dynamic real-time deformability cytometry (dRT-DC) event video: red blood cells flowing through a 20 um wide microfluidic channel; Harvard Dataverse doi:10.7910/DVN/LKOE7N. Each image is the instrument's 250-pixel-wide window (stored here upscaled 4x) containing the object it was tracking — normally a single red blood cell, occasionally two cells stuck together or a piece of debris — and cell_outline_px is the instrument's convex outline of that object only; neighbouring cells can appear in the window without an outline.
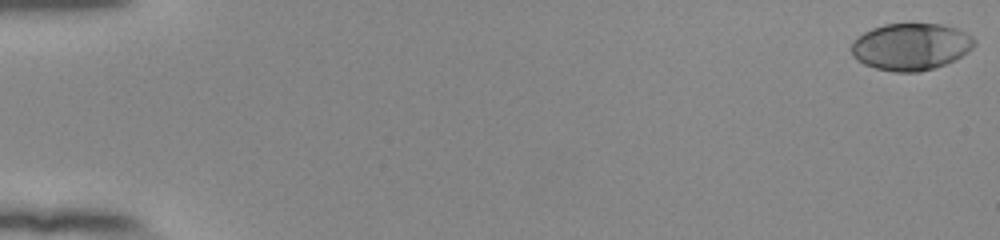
{"species": "human", "species_latin": "Homo sapiens", "temperature_condition": "room temperature", "stored_images_in_passage": 56, "camera_frame_rate_fps": 3000, "um_per_image_px": 0.085, "donor": {"sex": "female"}, "frame": {"image": 1, "passage_image": 1, "time_ms": 0.0, "image_size_px": [1000, 240], "cell_outline_px": [[976, 44], [968, 52], [956, 60], [920, 72], [892, 72], [876, 68], [864, 64], [856, 60], [852, 56], [852, 40], [864, 32], [872, 28], [884, 24], [940, 24], [956, 28], [972, 36], [976, 40]], "centroid_in_image_um": [77.42, 3.97], "position_along_channel_um": 7.6, "area_um2": 33.81}}
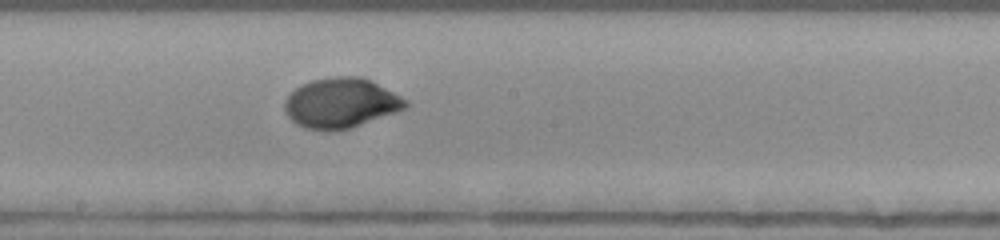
{"frame": {"image": 2, "passage_image": 32, "time_ms": 10.333, "image_size_px": [1000, 240], "cell_outline_px": [[408, 104], [404, 108], [396, 112], [348, 128], [328, 132], [304, 128], [296, 124], [288, 116], [284, 108], [284, 100], [296, 88], [312, 80], [332, 76], [360, 76], [372, 80], [408, 100]], "centroid_in_image_um": [28.96, 8.75], "position_along_channel_um": 219.2, "area_um2": 35.14}}
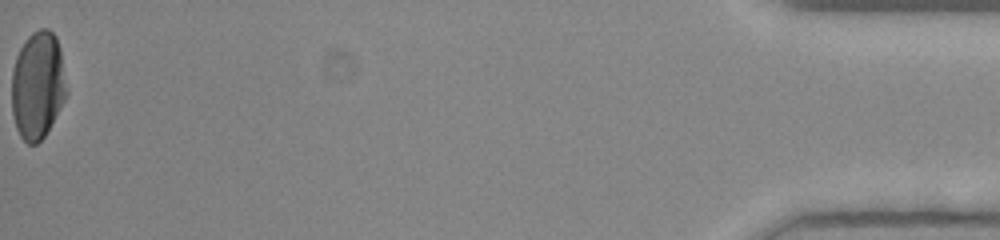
{"frame": {"image": 3, "passage_image": 56, "time_ms": 18.333, "image_size_px": [1000, 240], "cell_outline_px": [[68, 92], [64, 100], [44, 136], [36, 144], [28, 144], [20, 136], [16, 128], [12, 112], [12, 72], [16, 56], [24, 40], [32, 32], [40, 28], [48, 28], [56, 36], [60, 48]], "centroid_in_image_um": [3.2, 7.22], "position_along_channel_um": 432.0, "area_um2": 34.45}, "authors_computed_cell_mechanics": {"area_um2": 33.9575, "velocity_mm_per_s": 3.8091, "shape_relaxation_time_tau1_ms": 3.611, "shape_relaxation_time_tau2_ms": null, "deformation_change_tau1": 0.1968, "deformation_change_tau2": null}}